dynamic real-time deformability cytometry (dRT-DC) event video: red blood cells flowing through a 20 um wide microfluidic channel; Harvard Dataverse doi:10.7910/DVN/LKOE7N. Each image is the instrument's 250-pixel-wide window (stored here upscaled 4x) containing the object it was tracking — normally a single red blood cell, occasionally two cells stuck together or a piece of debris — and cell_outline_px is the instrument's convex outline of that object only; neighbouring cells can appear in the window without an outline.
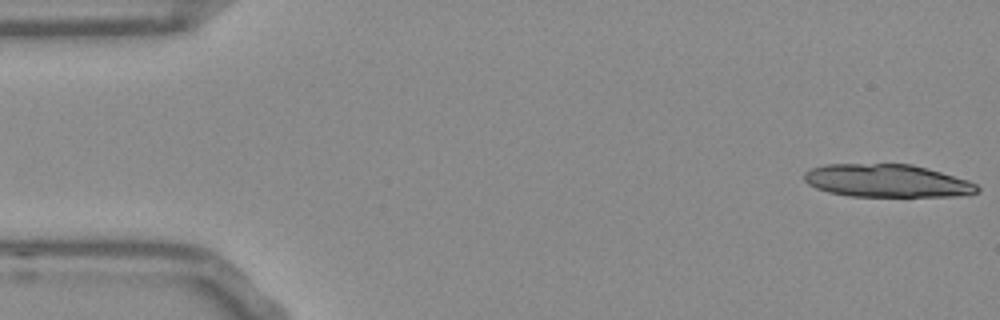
{"species": "Egyptian fruit bat (a non-hibernating species)", "species_latin": "Rousettus aegyptiacus", "temperature_condition": "room temperature", "stored_images_in_passage": 15, "camera_frame_rate_fps": 3000, "um_per_image_px": 0.085, "frame": {"image": 1, "passage_image": 1, "time_ms": 0.0, "image_size_px": [1000, 320], "cell_outline_px": [[980, 192], [960, 196], [848, 196], [828, 192], [816, 188], [808, 184], [804, 180], [804, 172], [808, 168], [824, 164], [912, 164], [968, 180], [976, 184], [980, 188]], "centroid_in_image_um": [75.36, 15.36], "position_along_channel_um": 9.6, "area_um2": 33.29}}